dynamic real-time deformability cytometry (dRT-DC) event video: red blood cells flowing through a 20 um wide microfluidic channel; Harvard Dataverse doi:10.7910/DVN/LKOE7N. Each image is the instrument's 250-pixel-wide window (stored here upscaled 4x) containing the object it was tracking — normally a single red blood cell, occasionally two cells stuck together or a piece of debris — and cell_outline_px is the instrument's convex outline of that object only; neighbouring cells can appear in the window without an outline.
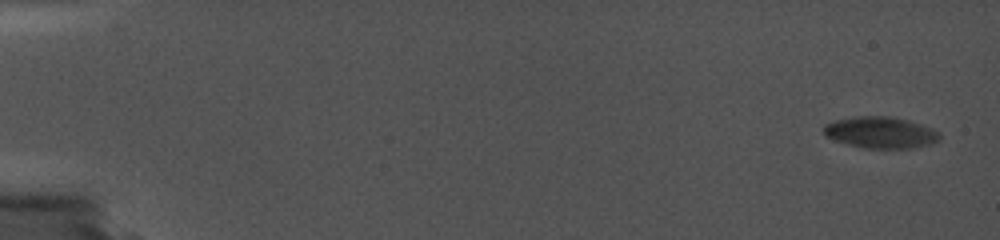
{"species": "common noctule bat (a hibernating species)", "species_latin": "Nyctalus noctula", "temperature_condition": "cold", "stored_images_in_passage": 18, "camera_frame_rate_fps": 5000, "um_per_image_px": 0.085, "animal": {"sex": "female", "body_mass_g": 19.0, "forearm_length_mm": 56.7}, "frame": {"image": 1, "passage_image": 1, "time_ms": 0.0, "image_size_px": [1000, 240], "cell_outline_px": [[940, 140], [928, 144], [912, 148], [864, 148], [848, 144], [824, 136], [824, 124], [836, 120], [856, 116], [892, 116], [908, 120], [932, 128], [940, 132]], "centroid_in_image_um": [74.85, 11.25], "position_along_channel_um": 10.1, "area_um2": 21.21}}
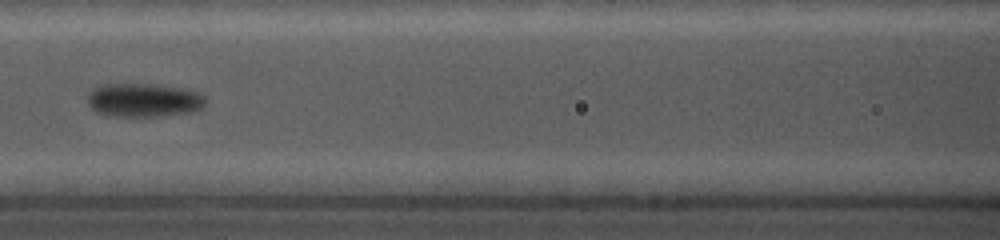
{"frame": {"image": 2, "passage_image": 14, "time_ms": 8.8, "image_size_px": [1000, 240], "cell_outline_px": [[204, 104], [200, 108], [188, 112], [152, 116], [108, 116], [96, 112], [88, 104], [88, 92], [92, 88], [100, 84], [152, 84], [180, 88], [200, 92], [204, 96]], "centroid_in_image_um": [12.14, 8.5], "position_along_channel_um": 154.5, "area_um2": 23.0}}
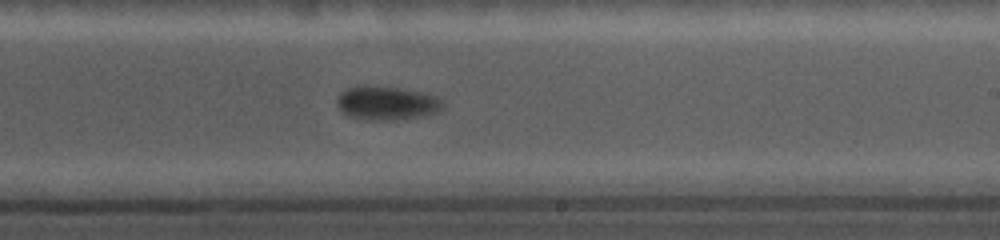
{"frame": {"image": 3, "passage_image": 18, "time_ms": 11.6, "image_size_px": [1000, 240], "cell_outline_px": [[444, 108], [440, 112], [420, 116], [384, 120], [372, 120], [352, 116], [344, 112], [336, 104], [336, 100], [340, 92], [348, 88], [396, 88], [424, 92], [436, 96], [444, 100]], "centroid_in_image_um": [32.96, 8.78], "position_along_channel_um": 256.0, "area_um2": 20.11}}